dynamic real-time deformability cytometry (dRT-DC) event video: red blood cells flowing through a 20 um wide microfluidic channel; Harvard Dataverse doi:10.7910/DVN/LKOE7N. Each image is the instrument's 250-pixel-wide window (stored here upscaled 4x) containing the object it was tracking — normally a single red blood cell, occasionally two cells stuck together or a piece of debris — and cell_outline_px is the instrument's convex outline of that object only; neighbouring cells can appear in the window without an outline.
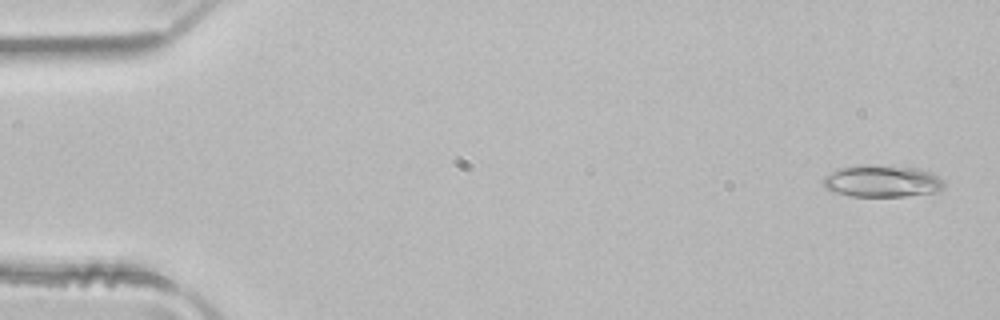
{"species": "common noctule bat (a hibernating species)", "species_latin": "Nyctalus noctula", "temperature_condition": "room temperature", "stored_images_in_passage": 4, "camera_frame_rate_fps": 3000, "um_per_image_px": 0.085, "animal": {"sex": "male", "body_mass_g": 21.5, "forearm_length_mm": 52.0}, "frame": {"image": 1, "passage_image": 1, "time_ms": 0.0, "image_size_px": [1000, 320], "cell_outline_px": [[944, 188], [936, 192], [904, 196], [852, 196], [836, 192], [824, 188], [820, 180], [824, 176], [836, 168], [864, 164], [872, 164], [916, 168], [932, 172], [940, 176], [944, 180]], "centroid_in_image_um": [74.95, 15.38], "position_along_channel_um": 10.0, "area_um2": 22.95}}
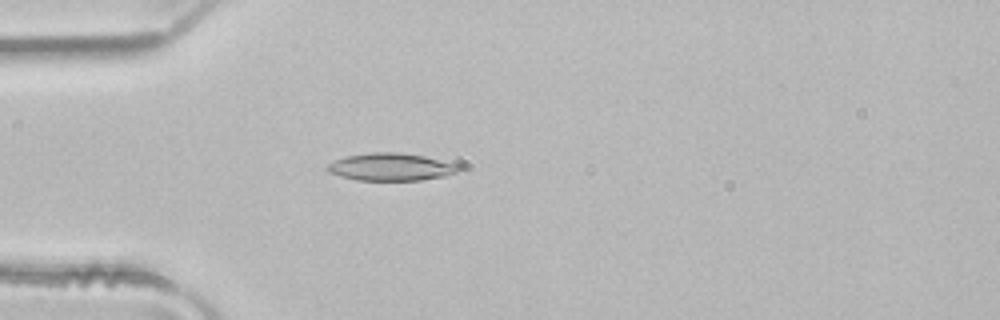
{"frame": {"image": 2, "passage_image": 4, "time_ms": 1.0, "image_size_px": [1000, 320], "cell_outline_px": [[460, 168], [456, 172], [444, 176], [420, 180], [356, 180], [340, 176], [328, 172], [324, 168], [328, 164], [344, 156], [372, 152], [400, 152], [424, 156], [460, 164]], "centroid_in_image_um": [33.21, 14.18], "position_along_channel_um": 51.8, "area_um2": 21.15}}